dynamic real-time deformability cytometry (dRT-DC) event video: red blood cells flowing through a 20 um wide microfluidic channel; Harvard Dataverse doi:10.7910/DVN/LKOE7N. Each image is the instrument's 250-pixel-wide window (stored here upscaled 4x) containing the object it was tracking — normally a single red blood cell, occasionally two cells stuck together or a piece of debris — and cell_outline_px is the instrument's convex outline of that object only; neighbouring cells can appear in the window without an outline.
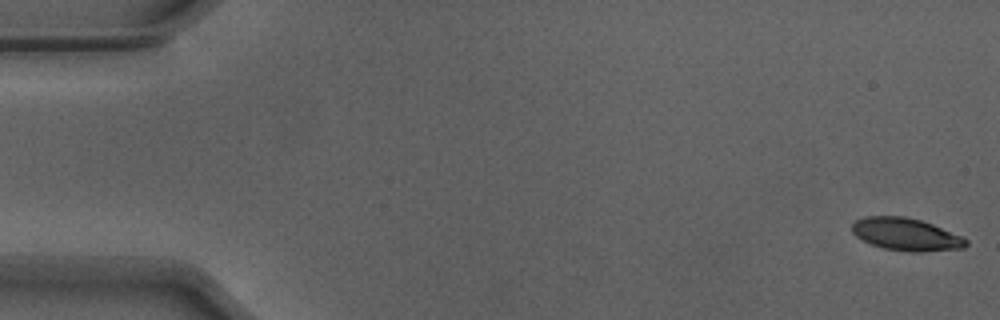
{"species": "Egyptian fruit bat (a non-hibernating species)", "species_latin": "Rousettus aegyptiacus", "temperature_condition": "warm", "stored_images_in_passage": 51, "camera_frame_rate_fps": 3000, "um_per_image_px": 0.085, "animal": {"sex": "male"}, "frame": {"image": 1, "passage_image": 1, "time_ms": 0.0, "image_size_px": [1000, 320], "cell_outline_px": [[968, 244], [964, 248], [920, 252], [908, 252], [884, 248], [872, 244], [856, 236], [852, 232], [852, 224], [856, 220], [864, 216], [904, 216], [920, 220], [932, 224], [960, 236], [968, 240]], "centroid_in_image_um": [77.0, 19.92], "position_along_channel_um": 8.0, "area_um2": 21.44}}
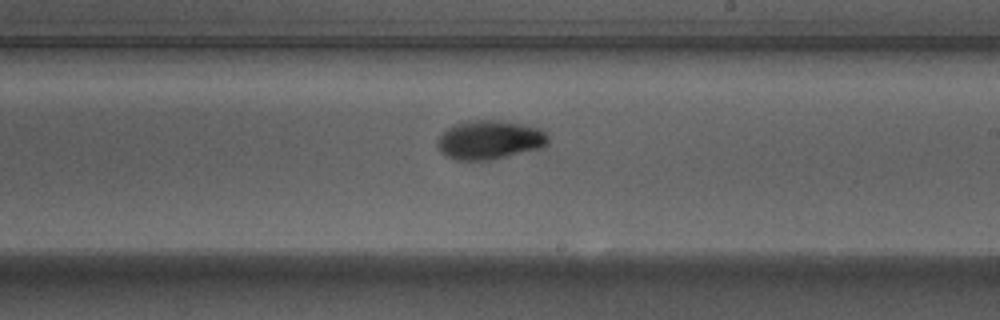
{"frame": {"image": 2, "passage_image": 29, "time_ms": 9.333, "image_size_px": [1000, 320], "cell_outline_px": [[548, 144], [544, 148], [488, 160], [456, 160], [440, 152], [436, 144], [436, 140], [448, 128], [456, 124], [468, 120], [496, 120], [520, 124], [540, 128], [548, 136]], "centroid_in_image_um": [41.62, 11.89], "position_along_channel_um": 247.4, "area_um2": 25.09}}
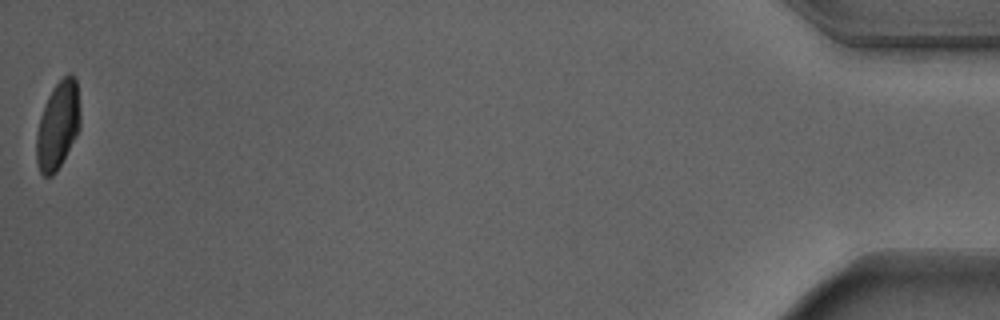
{"frame": {"image": 3, "passage_image": 51, "time_ms": 16.667, "image_size_px": [1000, 320], "cell_outline_px": [[80, 128], [76, 136], [56, 172], [52, 176], [44, 176], [40, 172], [36, 164], [36, 132], [40, 116], [48, 96], [52, 88], [68, 72], [76, 80], [80, 112]], "centroid_in_image_um": [4.9, 10.67], "position_along_channel_um": 430.3, "area_um2": 22.37}, "authors_computed_cell_mechanics": {"area_um2": 23.12, "velocity_mm_per_s": 3.8708, "shape_relaxation_time_tau1_ms": 4.3337, "shape_relaxation_time_tau2_ms": 0.9711, "deformation_change_tau1": 0.1667, "deformation_change_tau2": 0.036}}